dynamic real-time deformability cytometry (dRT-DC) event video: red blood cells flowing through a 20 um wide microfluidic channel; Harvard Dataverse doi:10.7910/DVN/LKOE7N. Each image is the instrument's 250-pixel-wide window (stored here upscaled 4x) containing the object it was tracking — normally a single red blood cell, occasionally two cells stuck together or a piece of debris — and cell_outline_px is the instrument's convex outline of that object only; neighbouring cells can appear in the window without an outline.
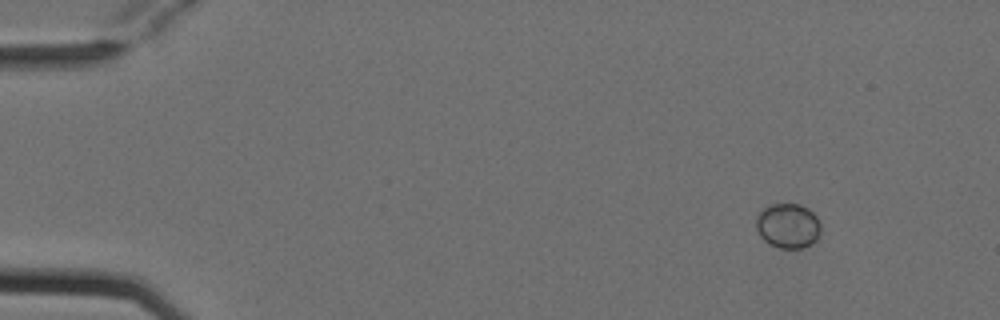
{"species": "Egyptian fruit bat (a non-hibernating species)", "species_latin": "Rousettus aegyptiacus", "temperature_condition": "cold", "stored_images_in_passage": 3, "camera_frame_rate_fps": 3000, "um_per_image_px": 0.085, "animal": {"sex": "female"}, "frame": {"image": 1, "passage_image": 1, "time_ms": 0.0, "image_size_px": [1000, 320], "cell_outline_px": [[820, 236], [812, 244], [800, 248], [780, 248], [764, 240], [760, 236], [756, 228], [756, 216], [764, 208], [772, 204], [800, 204], [808, 208], [820, 220]], "centroid_in_image_um": [67.0, 19.19], "position_along_channel_um": 18.0, "area_um2": 16.94}}
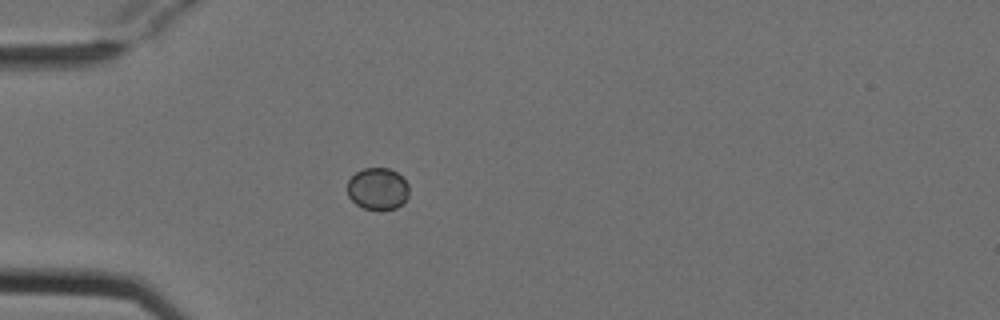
{"frame": {"image": 2, "passage_image": 3, "time_ms": 0.667, "image_size_px": [1000, 320], "cell_outline_px": [[408, 196], [396, 208], [380, 212], [364, 208], [356, 204], [348, 196], [348, 180], [356, 172], [364, 168], [388, 168], [396, 172], [408, 184]], "centroid_in_image_um": [32.09, 16.07], "position_along_channel_um": 52.9, "area_um2": 15.14}}